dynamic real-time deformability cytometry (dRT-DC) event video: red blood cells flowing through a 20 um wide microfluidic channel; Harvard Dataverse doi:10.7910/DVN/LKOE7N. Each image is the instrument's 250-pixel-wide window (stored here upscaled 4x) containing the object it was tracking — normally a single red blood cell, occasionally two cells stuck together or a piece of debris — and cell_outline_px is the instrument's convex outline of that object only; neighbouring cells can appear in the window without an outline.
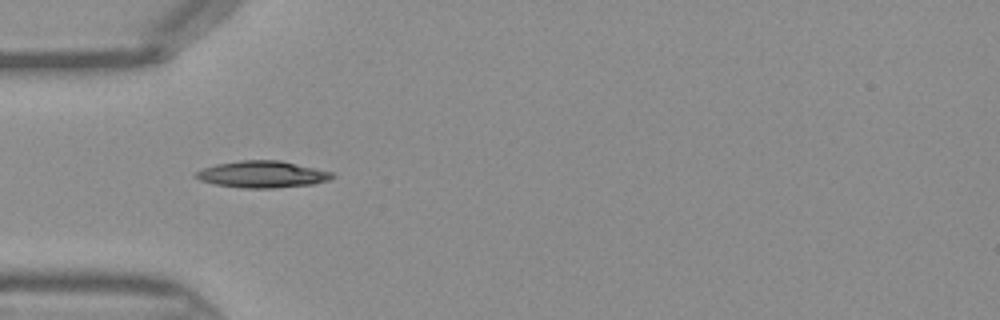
{"species": "Egyptian fruit bat (a non-hibernating species)", "species_latin": "Rousettus aegyptiacus", "temperature_condition": "warm", "stored_images_in_passage": 32, "camera_frame_rate_fps": 3000, "um_per_image_px": 0.085, "frame": {"image": 1, "passage_image": 1, "time_ms": 0.0, "image_size_px": [1000, 320], "cell_outline_px": [[336, 176], [328, 180], [312, 184], [272, 188], [244, 188], [216, 184], [200, 180], [196, 176], [196, 172], [200, 168], [216, 164], [240, 160], [280, 160], [332, 172]], "centroid_in_image_um": [22.29, 14.81], "position_along_channel_um": 62.7, "area_um2": 21.1}}
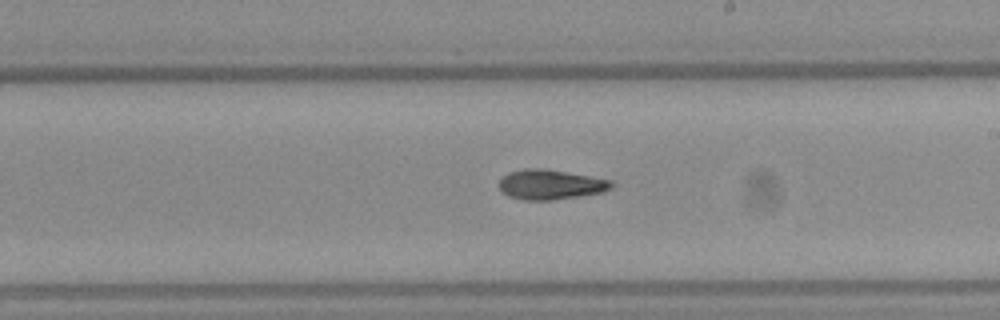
{"frame": {"image": 2, "passage_image": 13, "time_ms": 4.0, "image_size_px": [1000, 320], "cell_outline_px": [[616, 184], [612, 188], [604, 192], [580, 196], [552, 200], [524, 200], [508, 196], [500, 188], [500, 180], [508, 172], [524, 168], [540, 168], [616, 180]], "centroid_in_image_um": [46.87, 15.68], "position_along_channel_um": 242.1, "area_um2": 19.71}}
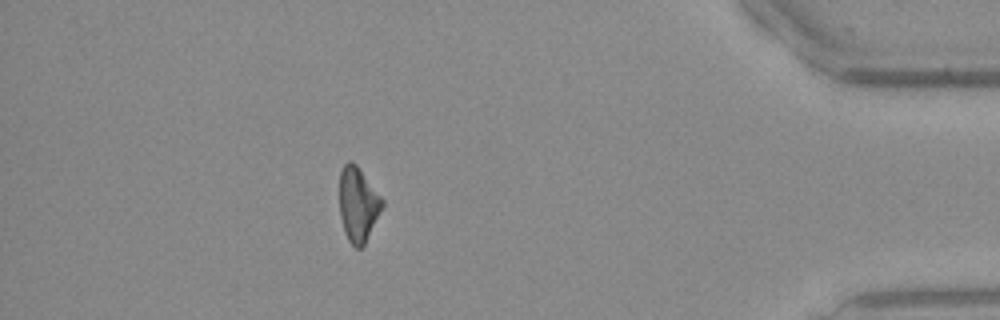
{"frame": {"image": 3, "passage_image": 27, "time_ms": 8.667, "image_size_px": [1000, 320], "cell_outline_px": [[384, 204], [364, 244], [360, 248], [356, 248], [348, 240], [344, 232], [340, 216], [340, 172], [344, 164], [348, 160], [352, 160], [356, 164], [384, 200]], "centroid_in_image_um": [30.42, 17.35], "position_along_channel_um": 404.8, "area_um2": 18.38}}